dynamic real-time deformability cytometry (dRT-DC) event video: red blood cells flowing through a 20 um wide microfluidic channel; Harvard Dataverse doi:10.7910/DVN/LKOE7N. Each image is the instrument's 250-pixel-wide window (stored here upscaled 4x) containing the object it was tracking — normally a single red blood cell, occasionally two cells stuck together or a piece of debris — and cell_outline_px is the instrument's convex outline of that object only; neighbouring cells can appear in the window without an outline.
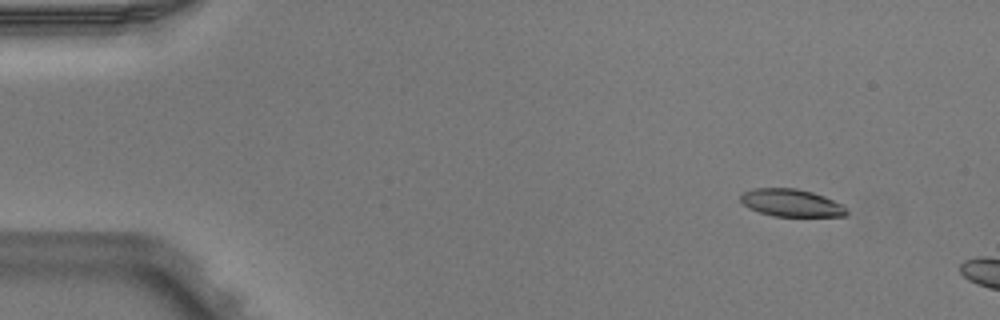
{"species": "Egyptian fruit bat (a non-hibernating species)", "species_latin": "Rousettus aegyptiacus", "temperature_condition": "warm", "stored_images_in_passage": 3, "camera_frame_rate_fps": 3000, "um_per_image_px": 0.085, "animal": {"sex": "male"}, "frame": {"image": 1, "passage_image": 2, "time_ms": 0.333, "image_size_px": [1000, 320], "cell_outline_px": [[848, 216], [772, 216], [748, 208], [740, 200], [740, 196], [744, 192], [752, 188], [796, 188], [812, 192], [824, 196], [844, 204], [848, 212]], "centroid_in_image_um": [67.28, 17.24], "position_along_channel_um": 17.7, "area_um2": 17.11}}